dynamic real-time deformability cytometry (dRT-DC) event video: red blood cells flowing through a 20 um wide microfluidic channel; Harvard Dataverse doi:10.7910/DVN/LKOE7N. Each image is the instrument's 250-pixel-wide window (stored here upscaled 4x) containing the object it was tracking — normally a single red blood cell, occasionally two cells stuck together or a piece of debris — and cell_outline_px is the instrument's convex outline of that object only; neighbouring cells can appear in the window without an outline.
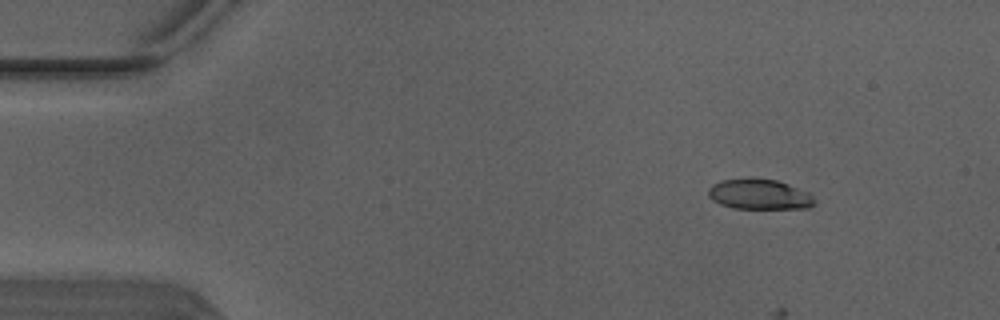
{"species": "Egyptian fruit bat (a non-hibernating species)", "species_latin": "Rousettus aegyptiacus", "temperature_condition": "warm", "stored_images_in_passage": 5, "camera_frame_rate_fps": 3000, "um_per_image_px": 0.085, "animal": {"sex": "male"}, "frame": {"image": 1, "passage_image": 1, "time_ms": 0.0, "image_size_px": [1000, 320], "cell_outline_px": [[812, 204], [808, 208], [732, 208], [720, 204], [712, 200], [708, 196], [708, 188], [712, 184], [720, 180], [776, 180], [788, 184], [808, 192], [812, 196]], "centroid_in_image_um": [64.49, 16.54], "position_along_channel_um": 20.5, "area_um2": 18.15}}